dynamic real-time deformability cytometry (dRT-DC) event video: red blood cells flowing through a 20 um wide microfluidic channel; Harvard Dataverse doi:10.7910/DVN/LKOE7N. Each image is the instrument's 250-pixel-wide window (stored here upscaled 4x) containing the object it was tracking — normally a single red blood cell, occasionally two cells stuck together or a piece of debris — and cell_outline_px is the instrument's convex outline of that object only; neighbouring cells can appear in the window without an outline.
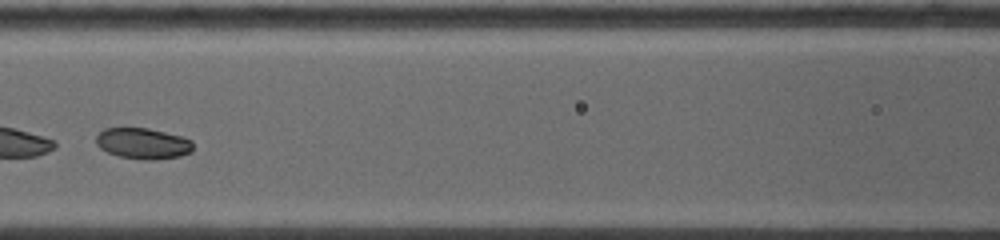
{"species": "common noctule bat (a hibernating species)", "species_latin": "Nyctalus noctula", "temperature_condition": "warm", "stored_images_in_passage": 29, "camera_frame_rate_fps": 5000, "um_per_image_px": 0.085, "animal": {"sex": "female", "body_mass_g": 19.0, "forearm_length_mm": 53.3}, "frame": {"image": 1, "passage_image": 9, "time_ms": 2.6, "image_size_px": [1000, 240], "cell_outline_px": [[192, 152], [180, 156], [152, 160], [140, 160], [120, 156], [108, 152], [100, 148], [96, 144], [96, 136], [104, 128], [144, 128], [180, 136], [192, 140]], "centroid_in_image_um": [12.14, 12.21], "position_along_channel_um": 154.5, "area_um2": 17.34}}